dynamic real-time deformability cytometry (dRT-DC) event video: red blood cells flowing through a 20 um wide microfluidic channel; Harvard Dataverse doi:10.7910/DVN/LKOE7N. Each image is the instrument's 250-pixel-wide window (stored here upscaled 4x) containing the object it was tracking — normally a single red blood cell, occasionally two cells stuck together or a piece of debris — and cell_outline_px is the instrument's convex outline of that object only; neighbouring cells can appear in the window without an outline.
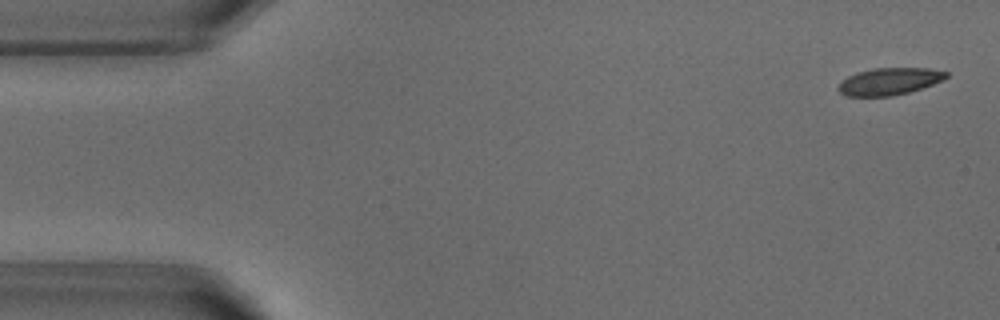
{"species": "common noctule bat (a hibernating species)", "species_latin": "Nyctalus noctula", "temperature_condition": "warm", "stored_images_in_passage": 52, "camera_frame_rate_fps": 3000, "um_per_image_px": 0.085, "animal": {"sex": "male", "body_mass_g": 18.8}, "frame": {"image": 1, "passage_image": 2, "time_ms": 0.333, "image_size_px": [1000, 320], "cell_outline_px": [[948, 76], [944, 80], [908, 92], [892, 96], [844, 96], [836, 88], [848, 76], [856, 72], [872, 68], [928, 68], [948, 72]], "centroid_in_image_um": [75.58, 6.91], "position_along_channel_um": 9.4, "area_um2": 16.99}}
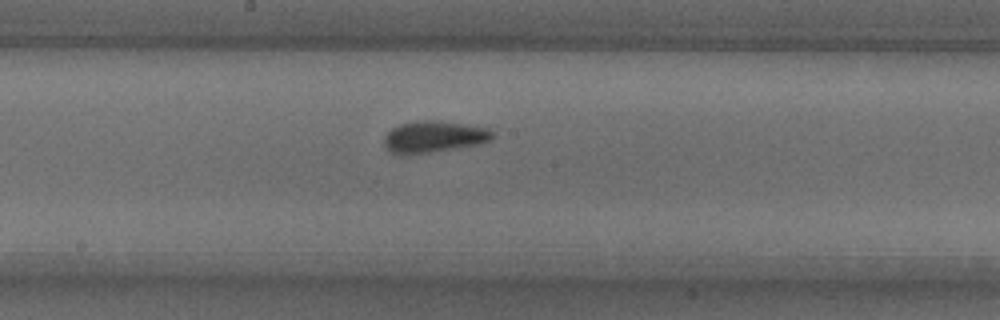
{"frame": {"image": 2, "passage_image": 27, "time_ms": 8.667, "image_size_px": [1000, 320], "cell_outline_px": [[496, 132], [492, 140], [480, 144], [404, 156], [400, 156], [388, 152], [384, 144], [384, 136], [392, 128], [400, 124], [416, 120], [436, 120], [488, 128]], "centroid_in_image_um": [36.85, 11.64], "position_along_channel_um": 211.4, "area_um2": 20.29}}
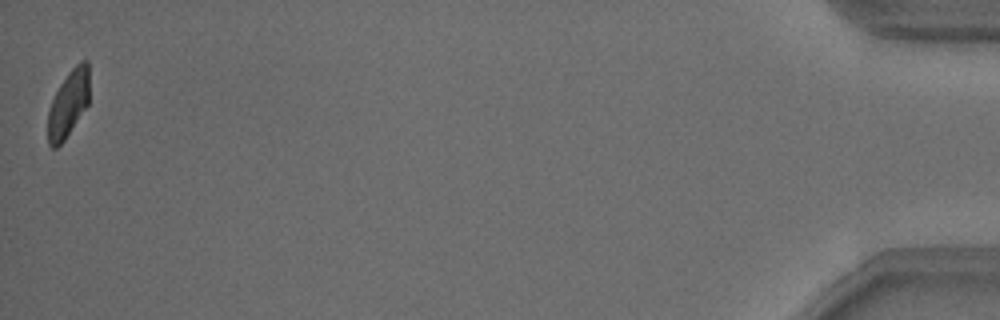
{"frame": {"image": 3, "passage_image": 52, "time_ms": 17.0, "image_size_px": [1000, 320], "cell_outline_px": [[88, 104], [64, 140], [56, 148], [52, 148], [48, 144], [48, 108], [60, 84], [68, 72], [80, 60], [88, 60]], "centroid_in_image_um": [5.79, 8.81], "position_along_channel_um": 429.4, "area_um2": 15.95}, "authors_computed_cell_mechanics": {"area_um2": 18.2648, "velocity_mm_per_s": 3.816, "shape_relaxation_time_tau1_ms": 2.6388, "shape_relaxation_time_tau2_ms": 0.8741, "deformation_change_tau1": 0.1116, "deformation_change_tau2": 0.0737}}